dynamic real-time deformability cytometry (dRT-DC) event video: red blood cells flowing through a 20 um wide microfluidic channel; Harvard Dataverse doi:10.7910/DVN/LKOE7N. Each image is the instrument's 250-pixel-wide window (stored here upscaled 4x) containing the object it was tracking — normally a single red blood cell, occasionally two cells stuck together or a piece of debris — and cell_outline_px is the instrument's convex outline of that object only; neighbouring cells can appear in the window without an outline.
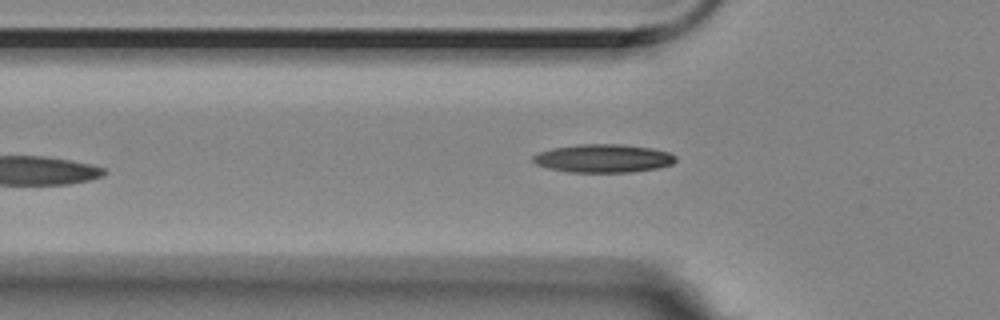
{"species": "Egyptian fruit bat (a non-hibernating species)", "species_latin": "Rousettus aegyptiacus", "temperature_condition": "room temperature", "stored_images_in_passage": 6, "camera_frame_rate_fps": 3000, "um_per_image_px": 0.085, "animal": {"sex": "female"}, "frame": {"image": 1, "passage_image": 6, "time_ms": 1.667, "image_size_px": [1000, 320], "cell_outline_px": [[676, 160], [672, 164], [656, 168], [632, 172], [568, 172], [548, 168], [536, 164], [532, 160], [532, 156], [540, 152], [552, 148], [580, 144], [620, 144], [652, 148], [668, 152], [676, 156]], "centroid_in_image_um": [51.27, 13.46], "position_along_channel_um": 74.5, "area_um2": 23.47}}